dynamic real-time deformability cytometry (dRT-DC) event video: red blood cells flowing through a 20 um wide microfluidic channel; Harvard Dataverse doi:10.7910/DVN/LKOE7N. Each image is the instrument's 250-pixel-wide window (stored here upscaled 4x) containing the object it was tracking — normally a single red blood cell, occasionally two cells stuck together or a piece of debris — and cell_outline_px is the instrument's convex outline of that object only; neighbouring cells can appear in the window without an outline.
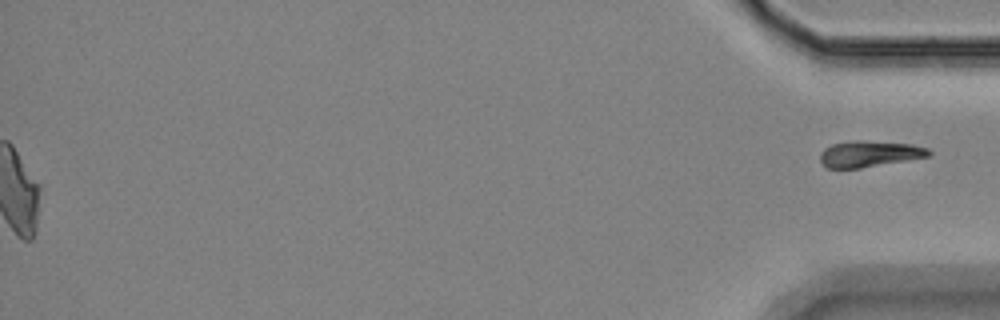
{"species": "Egyptian fruit bat (a non-hibernating species)", "species_latin": "Rousettus aegyptiacus", "temperature_condition": "room temperature", "stored_images_in_passage": 41, "segment_of_instrument_passage": [2, 2], "camera_frame_rate_fps": 3000, "um_per_image_px": 0.085, "animal": {"sex": "female"}, "frame": {"image": 1, "passage_image": 41, "time_ms": 13.333, "image_size_px": [1000, 320], "cell_outline_px": [[932, 152], [928, 156], [860, 168], [828, 168], [820, 160], [820, 152], [824, 148], [832, 144], [856, 140], [912, 144], [928, 148]], "centroid_in_image_um": [73.88, 13.07], "position_along_channel_um": 361.3, "area_um2": 16.3}}